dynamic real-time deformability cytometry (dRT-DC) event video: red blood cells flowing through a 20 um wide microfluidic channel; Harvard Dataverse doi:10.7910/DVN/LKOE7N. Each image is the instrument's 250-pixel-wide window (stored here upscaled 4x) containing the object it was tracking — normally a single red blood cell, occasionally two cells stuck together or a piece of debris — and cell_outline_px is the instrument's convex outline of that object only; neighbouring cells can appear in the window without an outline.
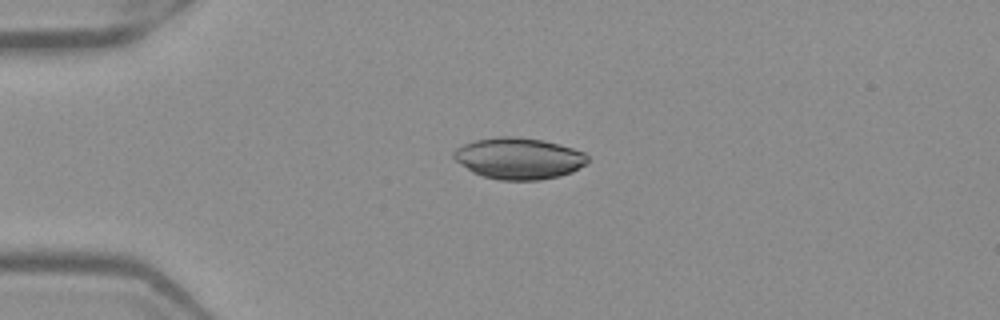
{"species": "Egyptian fruit bat (a non-hibernating species)", "species_latin": "Rousettus aegyptiacus", "temperature_condition": "warm", "stored_images_in_passage": 40, "camera_frame_rate_fps": 3000, "um_per_image_px": 0.085, "frame": {"image": 1, "passage_image": 1, "time_ms": 0.0, "image_size_px": [1000, 320], "cell_outline_px": [[588, 160], [584, 164], [572, 172], [560, 176], [540, 180], [500, 180], [484, 176], [472, 172], [456, 160], [452, 156], [452, 152], [456, 148], [464, 144], [476, 140], [500, 136], [520, 136], [540, 140], [572, 148], [584, 152], [588, 156]], "centroid_in_image_um": [44.08, 13.46], "position_along_channel_um": 40.9, "area_um2": 32.14}}
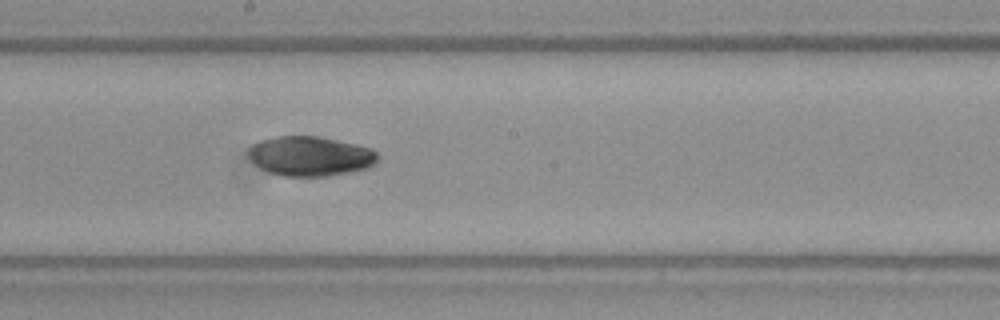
{"frame": {"image": 2, "passage_image": 17, "time_ms": 5.333, "image_size_px": [1000, 320], "cell_outline_px": [[380, 156], [376, 164], [368, 168], [328, 176], [284, 176], [260, 168], [248, 156], [248, 152], [260, 140], [276, 136], [320, 136], [356, 144], [372, 148]], "centroid_in_image_um": [26.44, 13.26], "position_along_channel_um": 221.8, "area_um2": 29.82}}
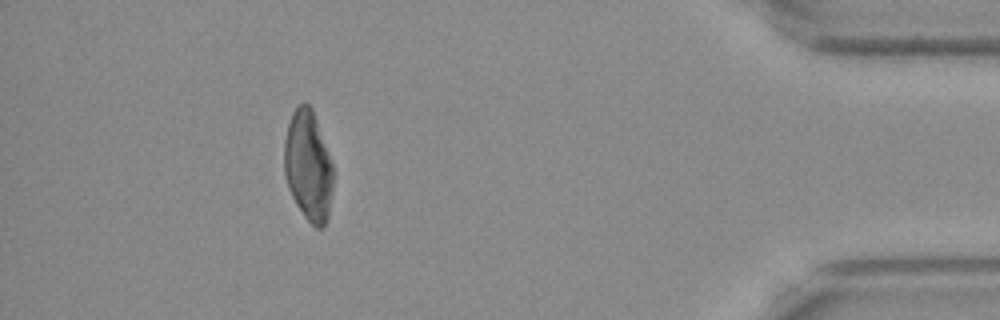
{"frame": {"image": 3, "passage_image": 35, "time_ms": 11.333, "image_size_px": [1000, 320], "cell_outline_px": [[332, 188], [328, 216], [324, 228], [316, 228], [304, 216], [296, 204], [288, 188], [284, 172], [284, 140], [288, 124], [292, 112], [304, 100], [312, 108], [332, 164]], "centroid_in_image_um": [26.18, 14.1], "position_along_channel_um": 409.0, "area_um2": 31.27}}